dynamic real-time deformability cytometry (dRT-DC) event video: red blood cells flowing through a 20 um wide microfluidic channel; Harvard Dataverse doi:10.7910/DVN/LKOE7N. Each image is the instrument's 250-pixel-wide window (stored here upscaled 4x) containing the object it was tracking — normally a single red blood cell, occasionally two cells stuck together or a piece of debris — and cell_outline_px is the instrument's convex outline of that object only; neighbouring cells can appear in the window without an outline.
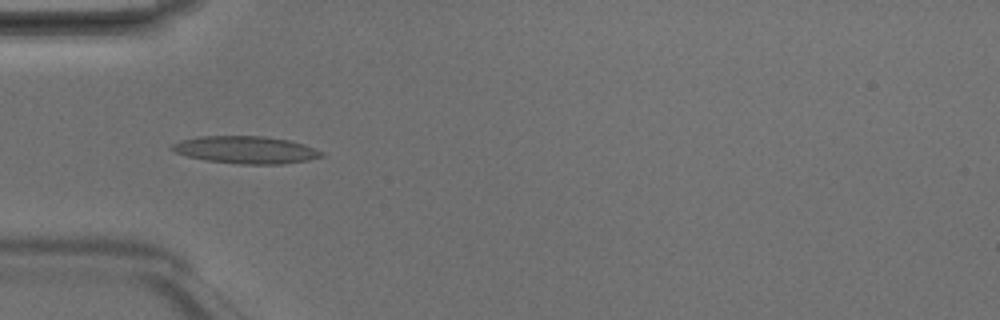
{"species": "Egyptian fruit bat (a non-hibernating species)", "species_latin": "Rousettus aegyptiacus", "temperature_condition": "room temperature", "stored_images_in_passage": 6, "camera_frame_rate_fps": 3000, "um_per_image_px": 0.085, "animal": {"sex": "male"}, "frame": {"image": 1, "passage_image": 5, "time_ms": 1.333, "image_size_px": [1000, 320], "cell_outline_px": [[324, 156], [308, 160], [284, 164], [240, 164], [204, 160], [188, 156], [176, 152], [168, 148], [172, 144], [180, 140], [200, 136], [264, 136], [288, 140], [304, 144], [324, 152]], "centroid_in_image_um": [20.89, 12.74], "position_along_channel_um": 64.1, "area_um2": 23.93}}